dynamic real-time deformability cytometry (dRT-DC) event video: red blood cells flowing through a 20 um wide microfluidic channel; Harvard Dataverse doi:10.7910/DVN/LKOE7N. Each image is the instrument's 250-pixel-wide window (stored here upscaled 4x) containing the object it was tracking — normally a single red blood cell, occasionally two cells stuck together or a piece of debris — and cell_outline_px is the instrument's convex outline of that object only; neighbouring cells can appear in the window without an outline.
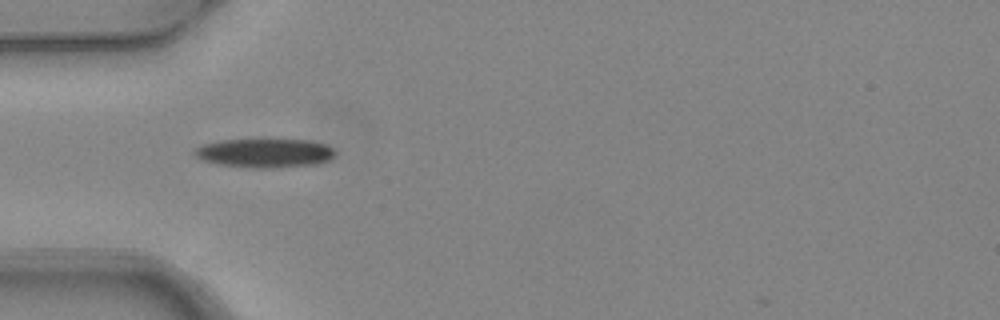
{"species": "common noctule bat (a hibernating species)", "species_latin": "Nyctalus noctula", "temperature_condition": "warm", "stored_images_in_passage": 1, "camera_frame_rate_fps": 3000, "um_per_image_px": 0.085, "animal": {"sex": "female", "body_mass_g": 24.6, "forearm_length_mm": 56.2}, "frame": {"image": 1, "passage_image": 1, "time_ms": 0.0, "image_size_px": [1000, 320], "cell_outline_px": [[336, 156], [328, 160], [316, 164], [264, 168], [256, 168], [220, 164], [204, 160], [196, 156], [192, 152], [200, 144], [220, 140], [312, 140], [328, 144], [336, 152]], "centroid_in_image_um": [22.53, 12.99], "position_along_channel_um": 62.5, "area_um2": 23.64}}